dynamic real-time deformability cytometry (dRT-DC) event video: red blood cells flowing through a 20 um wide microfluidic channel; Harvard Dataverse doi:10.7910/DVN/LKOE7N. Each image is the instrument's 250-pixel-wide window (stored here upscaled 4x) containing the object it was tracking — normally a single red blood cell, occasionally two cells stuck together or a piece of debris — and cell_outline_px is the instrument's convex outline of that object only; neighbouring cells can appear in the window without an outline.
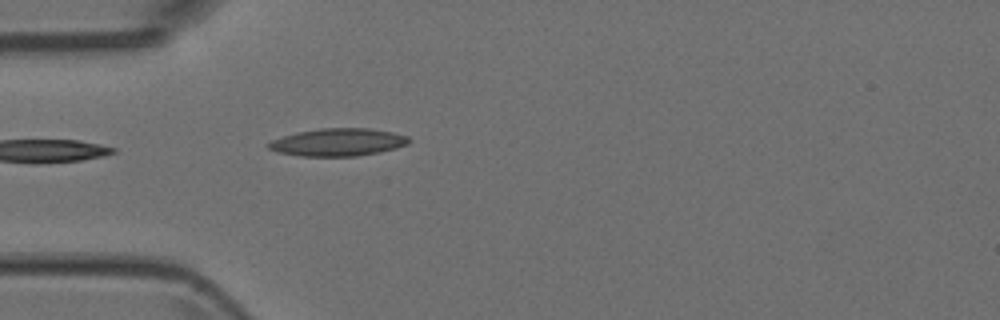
{"species": "Egyptian fruit bat (a non-hibernating species)", "species_latin": "Rousettus aegyptiacus", "temperature_condition": "room temperature", "stored_images_in_passage": 2, "camera_frame_rate_fps": 3000, "um_per_image_px": 0.085, "animal": {"sex": "female"}, "frame": {"image": 1, "passage_image": 2, "time_ms": 0.333, "image_size_px": [1000, 320], "cell_outline_px": [[412, 140], [408, 144], [396, 148], [380, 152], [356, 156], [300, 156], [276, 152], [268, 148], [264, 144], [272, 140], [296, 132], [320, 128], [368, 128], [392, 132], [408, 136]], "centroid_in_image_um": [28.72, 12.09], "position_along_channel_um": 56.3, "area_um2": 22.77}}